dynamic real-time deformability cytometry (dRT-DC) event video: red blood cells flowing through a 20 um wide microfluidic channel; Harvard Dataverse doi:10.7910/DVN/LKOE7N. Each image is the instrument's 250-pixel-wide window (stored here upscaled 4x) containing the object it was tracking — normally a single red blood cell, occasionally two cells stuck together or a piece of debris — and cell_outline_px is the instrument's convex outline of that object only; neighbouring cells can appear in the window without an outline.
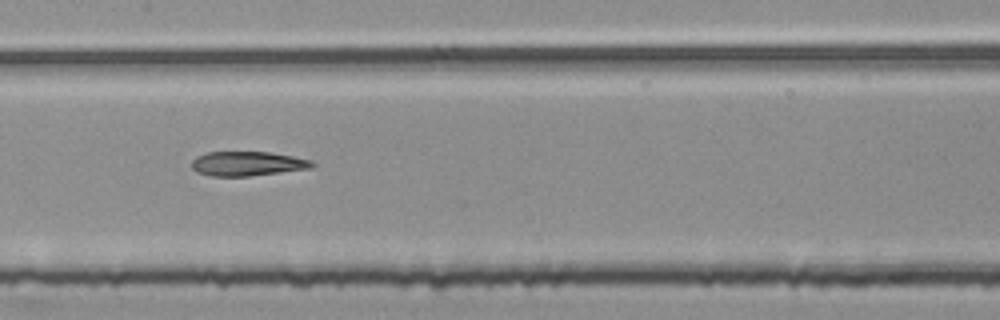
{"species": "common noctule bat (a hibernating species)", "species_latin": "Nyctalus noctula", "temperature_condition": "room temperature", "stored_images_in_passage": 45, "segment_of_instrument_passage": [2, 2], "camera_frame_rate_fps": 3000, "um_per_image_px": 0.085, "animal": {"sex": "female", "body_mass_g": 25.1}, "frame": {"image": 1, "passage_image": 18, "time_ms": 5.667, "image_size_px": [1000, 320], "cell_outline_px": [[316, 164], [312, 168], [248, 176], [212, 176], [196, 172], [192, 168], [192, 160], [196, 156], [208, 152], [268, 152], [292, 156], [312, 160]], "centroid_in_image_um": [21.03, 13.91], "position_along_channel_um": 186.4, "area_um2": 17.11}}
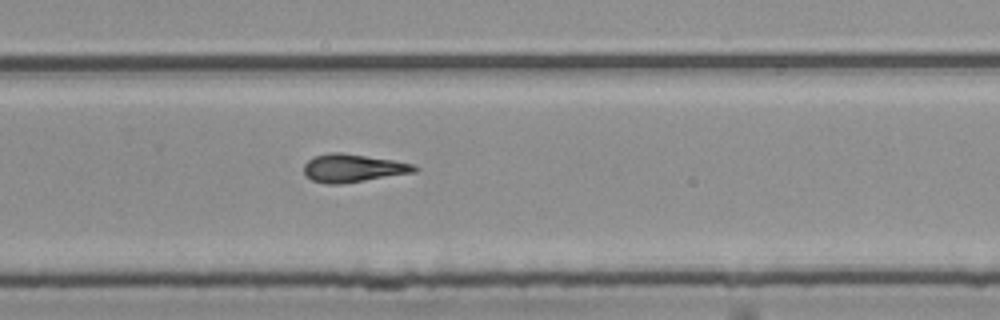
{"frame": {"image": 2, "passage_image": 27, "time_ms": 8.667, "image_size_px": [1000, 320], "cell_outline_px": [[420, 168], [416, 172], [340, 184], [324, 184], [312, 180], [304, 176], [304, 164], [312, 156], [328, 152], [340, 152], [396, 160], [412, 164]], "centroid_in_image_um": [29.97, 14.28], "position_along_channel_um": 299.8, "area_um2": 18.32}}
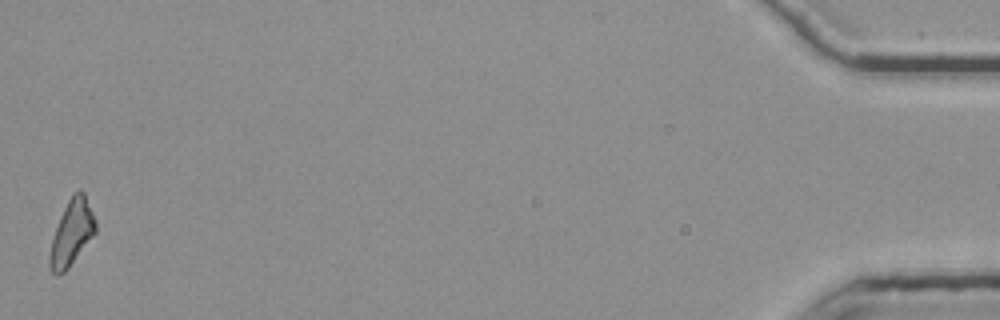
{"frame": {"image": 3, "passage_image": 45, "time_ms": 14.667, "image_size_px": [1000, 320], "cell_outline_px": [[96, 232], [68, 268], [64, 272], [52, 272], [48, 264], [48, 256], [52, 240], [60, 216], [72, 192], [80, 188], [84, 192], [96, 220]], "centroid_in_image_um": [6.1, 19.73], "position_along_channel_um": 429.1, "area_um2": 17.34}}